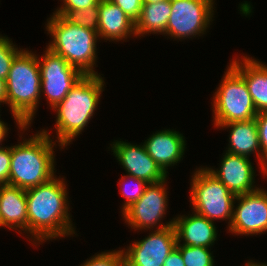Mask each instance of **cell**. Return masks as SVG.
<instances>
[{
  "mask_svg": "<svg viewBox=\"0 0 267 266\" xmlns=\"http://www.w3.org/2000/svg\"><path fill=\"white\" fill-rule=\"evenodd\" d=\"M63 179L55 176L44 184L25 190L28 233L33 236L30 237L34 239L33 245L75 234Z\"/></svg>",
  "mask_w": 267,
  "mask_h": 266,
  "instance_id": "6da1fadb",
  "label": "cell"
},
{
  "mask_svg": "<svg viewBox=\"0 0 267 266\" xmlns=\"http://www.w3.org/2000/svg\"><path fill=\"white\" fill-rule=\"evenodd\" d=\"M40 98L41 76L37 55L23 49L13 59L6 79V104L10 106L21 131L31 125Z\"/></svg>",
  "mask_w": 267,
  "mask_h": 266,
  "instance_id": "7a4b0ae2",
  "label": "cell"
},
{
  "mask_svg": "<svg viewBox=\"0 0 267 266\" xmlns=\"http://www.w3.org/2000/svg\"><path fill=\"white\" fill-rule=\"evenodd\" d=\"M104 86L101 75H84L54 108L60 148L80 135L98 106Z\"/></svg>",
  "mask_w": 267,
  "mask_h": 266,
  "instance_id": "3957f363",
  "label": "cell"
},
{
  "mask_svg": "<svg viewBox=\"0 0 267 266\" xmlns=\"http://www.w3.org/2000/svg\"><path fill=\"white\" fill-rule=\"evenodd\" d=\"M45 129L11 146L9 185L27 190L55 177V142Z\"/></svg>",
  "mask_w": 267,
  "mask_h": 266,
  "instance_id": "277c9868",
  "label": "cell"
},
{
  "mask_svg": "<svg viewBox=\"0 0 267 266\" xmlns=\"http://www.w3.org/2000/svg\"><path fill=\"white\" fill-rule=\"evenodd\" d=\"M46 29L52 41L46 48L62 56L84 75H100L94 71L98 33L69 23L62 16L53 14L47 20Z\"/></svg>",
  "mask_w": 267,
  "mask_h": 266,
  "instance_id": "5b68a950",
  "label": "cell"
},
{
  "mask_svg": "<svg viewBox=\"0 0 267 266\" xmlns=\"http://www.w3.org/2000/svg\"><path fill=\"white\" fill-rule=\"evenodd\" d=\"M190 201L194 212L215 220H229L231 225L236 195L213 176L207 168H199L191 179Z\"/></svg>",
  "mask_w": 267,
  "mask_h": 266,
  "instance_id": "8992f818",
  "label": "cell"
},
{
  "mask_svg": "<svg viewBox=\"0 0 267 266\" xmlns=\"http://www.w3.org/2000/svg\"><path fill=\"white\" fill-rule=\"evenodd\" d=\"M214 124L255 119L257 111L244 79L229 65L213 96Z\"/></svg>",
  "mask_w": 267,
  "mask_h": 266,
  "instance_id": "52a82bcc",
  "label": "cell"
},
{
  "mask_svg": "<svg viewBox=\"0 0 267 266\" xmlns=\"http://www.w3.org/2000/svg\"><path fill=\"white\" fill-rule=\"evenodd\" d=\"M214 3L213 0H170L172 10L165 34L180 40L202 36L213 21Z\"/></svg>",
  "mask_w": 267,
  "mask_h": 266,
  "instance_id": "ba28073f",
  "label": "cell"
},
{
  "mask_svg": "<svg viewBox=\"0 0 267 266\" xmlns=\"http://www.w3.org/2000/svg\"><path fill=\"white\" fill-rule=\"evenodd\" d=\"M40 58L37 57L41 76V92H44L47 97L49 106L54 108L84 74L49 48Z\"/></svg>",
  "mask_w": 267,
  "mask_h": 266,
  "instance_id": "9c48e42d",
  "label": "cell"
},
{
  "mask_svg": "<svg viewBox=\"0 0 267 266\" xmlns=\"http://www.w3.org/2000/svg\"><path fill=\"white\" fill-rule=\"evenodd\" d=\"M167 179L160 182L149 183L143 195L122 214L128 226L136 230H156L174 225V218L165 225L161 222L167 210Z\"/></svg>",
  "mask_w": 267,
  "mask_h": 266,
  "instance_id": "30bf717a",
  "label": "cell"
},
{
  "mask_svg": "<svg viewBox=\"0 0 267 266\" xmlns=\"http://www.w3.org/2000/svg\"><path fill=\"white\" fill-rule=\"evenodd\" d=\"M151 232L144 239L129 245L127 250H122L124 266H163L177 244L175 227L172 225Z\"/></svg>",
  "mask_w": 267,
  "mask_h": 266,
  "instance_id": "8fae6325",
  "label": "cell"
},
{
  "mask_svg": "<svg viewBox=\"0 0 267 266\" xmlns=\"http://www.w3.org/2000/svg\"><path fill=\"white\" fill-rule=\"evenodd\" d=\"M237 207L229 231L239 235H257L267 231V192L258 188L247 194L237 195Z\"/></svg>",
  "mask_w": 267,
  "mask_h": 266,
  "instance_id": "7c38bea8",
  "label": "cell"
},
{
  "mask_svg": "<svg viewBox=\"0 0 267 266\" xmlns=\"http://www.w3.org/2000/svg\"><path fill=\"white\" fill-rule=\"evenodd\" d=\"M111 147L114 156L128 175L145 180L147 183H156L167 178V174L147 153L144 144L134 145L117 140Z\"/></svg>",
  "mask_w": 267,
  "mask_h": 266,
  "instance_id": "4fadbf2b",
  "label": "cell"
},
{
  "mask_svg": "<svg viewBox=\"0 0 267 266\" xmlns=\"http://www.w3.org/2000/svg\"><path fill=\"white\" fill-rule=\"evenodd\" d=\"M224 154L220 169L213 170L211 167H206L208 171L236 196L257 190L258 187L253 185L256 175L249 157L228 152Z\"/></svg>",
  "mask_w": 267,
  "mask_h": 266,
  "instance_id": "5bb4252c",
  "label": "cell"
},
{
  "mask_svg": "<svg viewBox=\"0 0 267 266\" xmlns=\"http://www.w3.org/2000/svg\"><path fill=\"white\" fill-rule=\"evenodd\" d=\"M143 144L147 153L166 174L167 167L179 163L186 149L183 134L170 129L155 132Z\"/></svg>",
  "mask_w": 267,
  "mask_h": 266,
  "instance_id": "9a60e30c",
  "label": "cell"
},
{
  "mask_svg": "<svg viewBox=\"0 0 267 266\" xmlns=\"http://www.w3.org/2000/svg\"><path fill=\"white\" fill-rule=\"evenodd\" d=\"M193 213L190 216L180 215V217L174 218L177 235L176 245L211 248L217 240L214 222L195 212ZM182 240L184 242L181 244Z\"/></svg>",
  "mask_w": 267,
  "mask_h": 266,
  "instance_id": "2e32d148",
  "label": "cell"
},
{
  "mask_svg": "<svg viewBox=\"0 0 267 266\" xmlns=\"http://www.w3.org/2000/svg\"><path fill=\"white\" fill-rule=\"evenodd\" d=\"M239 60L230 66L244 79L257 113L267 111V65L247 56Z\"/></svg>",
  "mask_w": 267,
  "mask_h": 266,
  "instance_id": "e0dca14e",
  "label": "cell"
},
{
  "mask_svg": "<svg viewBox=\"0 0 267 266\" xmlns=\"http://www.w3.org/2000/svg\"><path fill=\"white\" fill-rule=\"evenodd\" d=\"M0 226L28 233L26 191L17 186L0 184Z\"/></svg>",
  "mask_w": 267,
  "mask_h": 266,
  "instance_id": "ac0fdd59",
  "label": "cell"
},
{
  "mask_svg": "<svg viewBox=\"0 0 267 266\" xmlns=\"http://www.w3.org/2000/svg\"><path fill=\"white\" fill-rule=\"evenodd\" d=\"M99 7L98 37L120 41L135 34V23L110 0H101Z\"/></svg>",
  "mask_w": 267,
  "mask_h": 266,
  "instance_id": "d6986e66",
  "label": "cell"
},
{
  "mask_svg": "<svg viewBox=\"0 0 267 266\" xmlns=\"http://www.w3.org/2000/svg\"><path fill=\"white\" fill-rule=\"evenodd\" d=\"M217 128H230L228 149L226 152L236 155L249 157L256 153L261 164V147L257 123L255 119L248 121L230 122L226 124H214ZM260 152V153H259Z\"/></svg>",
  "mask_w": 267,
  "mask_h": 266,
  "instance_id": "ffe728a7",
  "label": "cell"
},
{
  "mask_svg": "<svg viewBox=\"0 0 267 266\" xmlns=\"http://www.w3.org/2000/svg\"><path fill=\"white\" fill-rule=\"evenodd\" d=\"M170 0L158 3L143 4L141 14L135 22V34L144 36V34L158 32L165 35L166 26L171 14Z\"/></svg>",
  "mask_w": 267,
  "mask_h": 266,
  "instance_id": "44dd1931",
  "label": "cell"
},
{
  "mask_svg": "<svg viewBox=\"0 0 267 266\" xmlns=\"http://www.w3.org/2000/svg\"><path fill=\"white\" fill-rule=\"evenodd\" d=\"M62 16L69 23L80 25L98 33L99 7L90 6L80 10H56L55 13Z\"/></svg>",
  "mask_w": 267,
  "mask_h": 266,
  "instance_id": "7402d4cb",
  "label": "cell"
},
{
  "mask_svg": "<svg viewBox=\"0 0 267 266\" xmlns=\"http://www.w3.org/2000/svg\"><path fill=\"white\" fill-rule=\"evenodd\" d=\"M181 252L185 266H214V256L208 247L176 245Z\"/></svg>",
  "mask_w": 267,
  "mask_h": 266,
  "instance_id": "603a6c76",
  "label": "cell"
},
{
  "mask_svg": "<svg viewBox=\"0 0 267 266\" xmlns=\"http://www.w3.org/2000/svg\"><path fill=\"white\" fill-rule=\"evenodd\" d=\"M133 181V185L130 182L127 181ZM120 182L122 183V187H120L121 194L123 197H125V203L122 205L121 212L123 213L126 209H128L132 204H134L136 201L140 199V197L143 195L146 186L149 184L145 180L136 178L131 175H125L121 177ZM133 186H131V185ZM132 187V188H131Z\"/></svg>",
  "mask_w": 267,
  "mask_h": 266,
  "instance_id": "cb8c5ba5",
  "label": "cell"
},
{
  "mask_svg": "<svg viewBox=\"0 0 267 266\" xmlns=\"http://www.w3.org/2000/svg\"><path fill=\"white\" fill-rule=\"evenodd\" d=\"M22 49H18L12 41L6 37L0 35V78L6 80L10 71L15 56Z\"/></svg>",
  "mask_w": 267,
  "mask_h": 266,
  "instance_id": "d4e9b609",
  "label": "cell"
},
{
  "mask_svg": "<svg viewBox=\"0 0 267 266\" xmlns=\"http://www.w3.org/2000/svg\"><path fill=\"white\" fill-rule=\"evenodd\" d=\"M81 266H124V254L122 250L104 251L87 259Z\"/></svg>",
  "mask_w": 267,
  "mask_h": 266,
  "instance_id": "484cf974",
  "label": "cell"
},
{
  "mask_svg": "<svg viewBox=\"0 0 267 266\" xmlns=\"http://www.w3.org/2000/svg\"><path fill=\"white\" fill-rule=\"evenodd\" d=\"M257 130L259 135V143L261 147V170L267 161V111H263L257 114L256 118Z\"/></svg>",
  "mask_w": 267,
  "mask_h": 266,
  "instance_id": "4316f807",
  "label": "cell"
},
{
  "mask_svg": "<svg viewBox=\"0 0 267 266\" xmlns=\"http://www.w3.org/2000/svg\"><path fill=\"white\" fill-rule=\"evenodd\" d=\"M116 4L134 23L138 20L143 7L142 0H110Z\"/></svg>",
  "mask_w": 267,
  "mask_h": 266,
  "instance_id": "83f0119b",
  "label": "cell"
},
{
  "mask_svg": "<svg viewBox=\"0 0 267 266\" xmlns=\"http://www.w3.org/2000/svg\"><path fill=\"white\" fill-rule=\"evenodd\" d=\"M11 147L0 148V184H9Z\"/></svg>",
  "mask_w": 267,
  "mask_h": 266,
  "instance_id": "f1b7e54d",
  "label": "cell"
},
{
  "mask_svg": "<svg viewBox=\"0 0 267 266\" xmlns=\"http://www.w3.org/2000/svg\"><path fill=\"white\" fill-rule=\"evenodd\" d=\"M101 0H63V5L56 10H80L90 6H96Z\"/></svg>",
  "mask_w": 267,
  "mask_h": 266,
  "instance_id": "f546056e",
  "label": "cell"
},
{
  "mask_svg": "<svg viewBox=\"0 0 267 266\" xmlns=\"http://www.w3.org/2000/svg\"><path fill=\"white\" fill-rule=\"evenodd\" d=\"M163 266H185L180 249L177 246L170 252Z\"/></svg>",
  "mask_w": 267,
  "mask_h": 266,
  "instance_id": "4dcf8cb0",
  "label": "cell"
},
{
  "mask_svg": "<svg viewBox=\"0 0 267 266\" xmlns=\"http://www.w3.org/2000/svg\"><path fill=\"white\" fill-rule=\"evenodd\" d=\"M6 104V80L0 78V105Z\"/></svg>",
  "mask_w": 267,
  "mask_h": 266,
  "instance_id": "1f68e13d",
  "label": "cell"
},
{
  "mask_svg": "<svg viewBox=\"0 0 267 266\" xmlns=\"http://www.w3.org/2000/svg\"><path fill=\"white\" fill-rule=\"evenodd\" d=\"M8 129L9 128L7 127L6 123L0 120V145H2L4 138L8 135ZM0 148L3 147L0 146Z\"/></svg>",
  "mask_w": 267,
  "mask_h": 266,
  "instance_id": "d6a6232c",
  "label": "cell"
},
{
  "mask_svg": "<svg viewBox=\"0 0 267 266\" xmlns=\"http://www.w3.org/2000/svg\"><path fill=\"white\" fill-rule=\"evenodd\" d=\"M245 266H267V264L265 263H255V262H253L252 260H250V261H248V263H246V265Z\"/></svg>",
  "mask_w": 267,
  "mask_h": 266,
  "instance_id": "836d02e7",
  "label": "cell"
},
{
  "mask_svg": "<svg viewBox=\"0 0 267 266\" xmlns=\"http://www.w3.org/2000/svg\"><path fill=\"white\" fill-rule=\"evenodd\" d=\"M143 4H151V3H158V2H162L165 0H142Z\"/></svg>",
  "mask_w": 267,
  "mask_h": 266,
  "instance_id": "e575fe53",
  "label": "cell"
},
{
  "mask_svg": "<svg viewBox=\"0 0 267 266\" xmlns=\"http://www.w3.org/2000/svg\"><path fill=\"white\" fill-rule=\"evenodd\" d=\"M263 173H264V175L267 174V161H266V164H265V166H264V168H263Z\"/></svg>",
  "mask_w": 267,
  "mask_h": 266,
  "instance_id": "d590c367",
  "label": "cell"
}]
</instances>
